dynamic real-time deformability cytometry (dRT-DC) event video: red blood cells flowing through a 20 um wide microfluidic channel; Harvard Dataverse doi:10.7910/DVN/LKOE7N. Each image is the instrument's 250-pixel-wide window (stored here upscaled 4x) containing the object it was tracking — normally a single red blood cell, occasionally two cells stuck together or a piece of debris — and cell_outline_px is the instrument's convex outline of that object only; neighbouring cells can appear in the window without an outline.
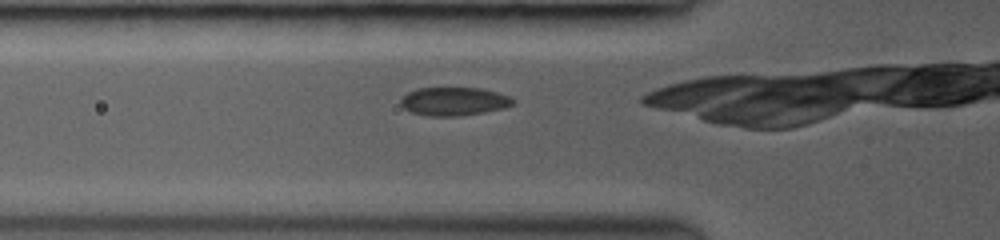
{"species": "common noctule bat (a hibernating species)", "species_latin": "Nyctalus noctula", "temperature_condition": "room temperature", "stored_images_in_passage": 48, "camera_frame_rate_fps": 3000, "um_per_image_px": 0.085, "animal": {"sex": "female", "body_mass_g": 19.0, "forearm_length_mm": 53.3}, "frame": {"image": 1, "passage_image": 19, "time_ms": 3.0, "image_size_px": [1000, 240], "cell_outline_px": [[516, 104], [504, 108], [484, 112], [460, 116], [428, 116], [408, 112], [400, 104], [400, 100], [408, 92], [416, 88], [480, 88], [496, 92], [508, 96], [516, 100]], "centroid_in_image_um": [38.58, 8.62], "position_along_channel_um": 87.2, "area_um2": 18.73}}
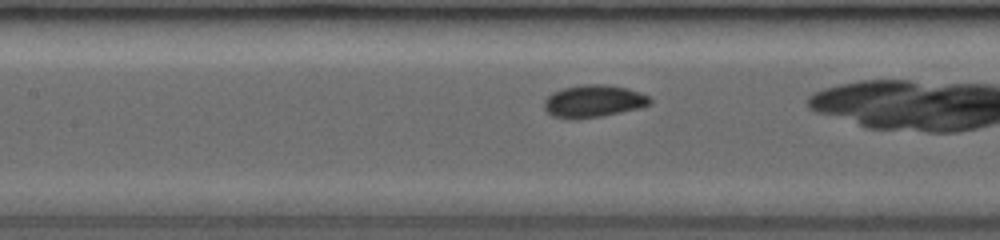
{"frame": {"image": 2, "passage_image": 29, "time_ms": 4.667, "image_size_px": [1000, 240], "cell_outline_px": [[652, 104], [640, 108], [600, 116], [576, 120], [568, 120], [552, 116], [544, 108], [544, 100], [552, 92], [564, 88], [584, 84], [604, 84], [628, 88], [640, 92], [648, 96], [652, 100]], "centroid_in_image_um": [50.44, 8.61], "position_along_channel_um": 157.0, "area_um2": 20.17}}
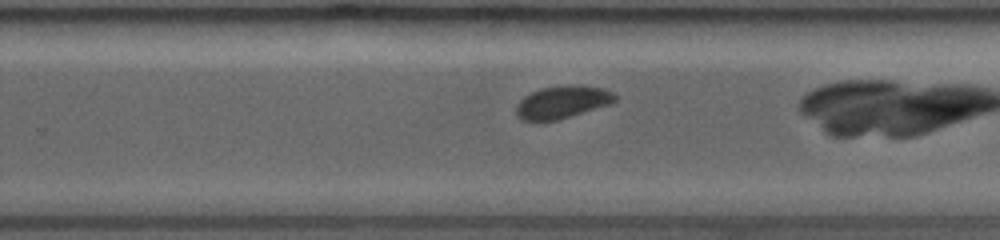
{"frame": {"image": 3, "passage_image": 41, "time_ms": 7.667, "image_size_px": [1000, 240], "cell_outline_px": [[616, 100], [612, 104], [560, 120], [520, 120], [516, 116], [516, 104], [524, 96], [540, 88], [568, 84], [580, 84], [604, 88], [612, 92], [616, 96]], "centroid_in_image_um": [47.82, 8.67], "position_along_channel_um": 282.0, "area_um2": 19.19}}